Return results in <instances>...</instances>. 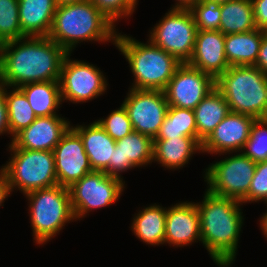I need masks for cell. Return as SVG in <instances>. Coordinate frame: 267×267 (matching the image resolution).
I'll return each mask as SVG.
<instances>
[{"label":"cell","mask_w":267,"mask_h":267,"mask_svg":"<svg viewBox=\"0 0 267 267\" xmlns=\"http://www.w3.org/2000/svg\"><path fill=\"white\" fill-rule=\"evenodd\" d=\"M136 6H137V4H138V2H139V0H131Z\"/></svg>","instance_id":"obj_44"},{"label":"cell","mask_w":267,"mask_h":267,"mask_svg":"<svg viewBox=\"0 0 267 267\" xmlns=\"http://www.w3.org/2000/svg\"><path fill=\"white\" fill-rule=\"evenodd\" d=\"M267 197V161L257 163L248 194L241 201L244 205L264 201Z\"/></svg>","instance_id":"obj_35"},{"label":"cell","mask_w":267,"mask_h":267,"mask_svg":"<svg viewBox=\"0 0 267 267\" xmlns=\"http://www.w3.org/2000/svg\"><path fill=\"white\" fill-rule=\"evenodd\" d=\"M24 196L28 200L33 239L39 246L52 240L67 223L76 221L68 187L57 184Z\"/></svg>","instance_id":"obj_6"},{"label":"cell","mask_w":267,"mask_h":267,"mask_svg":"<svg viewBox=\"0 0 267 267\" xmlns=\"http://www.w3.org/2000/svg\"><path fill=\"white\" fill-rule=\"evenodd\" d=\"M180 137L197 138L194 110L169 106L159 133L153 140Z\"/></svg>","instance_id":"obj_28"},{"label":"cell","mask_w":267,"mask_h":267,"mask_svg":"<svg viewBox=\"0 0 267 267\" xmlns=\"http://www.w3.org/2000/svg\"><path fill=\"white\" fill-rule=\"evenodd\" d=\"M224 154L228 156L209 164L204 171L207 190L241 202L248 194L257 163L241 152Z\"/></svg>","instance_id":"obj_8"},{"label":"cell","mask_w":267,"mask_h":267,"mask_svg":"<svg viewBox=\"0 0 267 267\" xmlns=\"http://www.w3.org/2000/svg\"><path fill=\"white\" fill-rule=\"evenodd\" d=\"M214 88L212 76L182 63L163 92L169 106L194 110Z\"/></svg>","instance_id":"obj_13"},{"label":"cell","mask_w":267,"mask_h":267,"mask_svg":"<svg viewBox=\"0 0 267 267\" xmlns=\"http://www.w3.org/2000/svg\"><path fill=\"white\" fill-rule=\"evenodd\" d=\"M19 20L25 36L47 37L56 10L55 0H18Z\"/></svg>","instance_id":"obj_22"},{"label":"cell","mask_w":267,"mask_h":267,"mask_svg":"<svg viewBox=\"0 0 267 267\" xmlns=\"http://www.w3.org/2000/svg\"><path fill=\"white\" fill-rule=\"evenodd\" d=\"M96 121L115 141L124 138L133 131L128 113L122 104L116 110L111 111L106 118H100Z\"/></svg>","instance_id":"obj_33"},{"label":"cell","mask_w":267,"mask_h":267,"mask_svg":"<svg viewBox=\"0 0 267 267\" xmlns=\"http://www.w3.org/2000/svg\"><path fill=\"white\" fill-rule=\"evenodd\" d=\"M199 1L200 0H175L176 3L171 5V9H191Z\"/></svg>","instance_id":"obj_40"},{"label":"cell","mask_w":267,"mask_h":267,"mask_svg":"<svg viewBox=\"0 0 267 267\" xmlns=\"http://www.w3.org/2000/svg\"><path fill=\"white\" fill-rule=\"evenodd\" d=\"M70 123L61 115L37 117L30 126L18 132L9 144L28 150L53 151L72 125Z\"/></svg>","instance_id":"obj_17"},{"label":"cell","mask_w":267,"mask_h":267,"mask_svg":"<svg viewBox=\"0 0 267 267\" xmlns=\"http://www.w3.org/2000/svg\"><path fill=\"white\" fill-rule=\"evenodd\" d=\"M230 112L255 119L267 116V75L255 66H230L215 80Z\"/></svg>","instance_id":"obj_5"},{"label":"cell","mask_w":267,"mask_h":267,"mask_svg":"<svg viewBox=\"0 0 267 267\" xmlns=\"http://www.w3.org/2000/svg\"><path fill=\"white\" fill-rule=\"evenodd\" d=\"M53 153L57 182L60 186L70 187L93 171L82 139L71 126L61 137Z\"/></svg>","instance_id":"obj_14"},{"label":"cell","mask_w":267,"mask_h":267,"mask_svg":"<svg viewBox=\"0 0 267 267\" xmlns=\"http://www.w3.org/2000/svg\"><path fill=\"white\" fill-rule=\"evenodd\" d=\"M153 161V139L147 135L132 131L116 141L110 160V176L123 181L121 173L139 167L151 165Z\"/></svg>","instance_id":"obj_18"},{"label":"cell","mask_w":267,"mask_h":267,"mask_svg":"<svg viewBox=\"0 0 267 267\" xmlns=\"http://www.w3.org/2000/svg\"><path fill=\"white\" fill-rule=\"evenodd\" d=\"M24 37L20 27L18 0H0V44Z\"/></svg>","instance_id":"obj_30"},{"label":"cell","mask_w":267,"mask_h":267,"mask_svg":"<svg viewBox=\"0 0 267 267\" xmlns=\"http://www.w3.org/2000/svg\"><path fill=\"white\" fill-rule=\"evenodd\" d=\"M9 160L1 167L8 178L11 191L23 195L58 184L53 151H35L8 144Z\"/></svg>","instance_id":"obj_7"},{"label":"cell","mask_w":267,"mask_h":267,"mask_svg":"<svg viewBox=\"0 0 267 267\" xmlns=\"http://www.w3.org/2000/svg\"><path fill=\"white\" fill-rule=\"evenodd\" d=\"M259 222L262 233L264 234V237L267 239V212L263 213Z\"/></svg>","instance_id":"obj_41"},{"label":"cell","mask_w":267,"mask_h":267,"mask_svg":"<svg viewBox=\"0 0 267 267\" xmlns=\"http://www.w3.org/2000/svg\"><path fill=\"white\" fill-rule=\"evenodd\" d=\"M241 153L260 163L267 161V119H255L252 123L250 135Z\"/></svg>","instance_id":"obj_31"},{"label":"cell","mask_w":267,"mask_h":267,"mask_svg":"<svg viewBox=\"0 0 267 267\" xmlns=\"http://www.w3.org/2000/svg\"><path fill=\"white\" fill-rule=\"evenodd\" d=\"M265 35L266 31L260 29L225 35L224 49L229 65L254 66Z\"/></svg>","instance_id":"obj_24"},{"label":"cell","mask_w":267,"mask_h":267,"mask_svg":"<svg viewBox=\"0 0 267 267\" xmlns=\"http://www.w3.org/2000/svg\"><path fill=\"white\" fill-rule=\"evenodd\" d=\"M201 242L200 216L196 203L183 201L166 208L164 244L174 247Z\"/></svg>","instance_id":"obj_16"},{"label":"cell","mask_w":267,"mask_h":267,"mask_svg":"<svg viewBox=\"0 0 267 267\" xmlns=\"http://www.w3.org/2000/svg\"><path fill=\"white\" fill-rule=\"evenodd\" d=\"M68 53L64 58L61 75L60 91L62 103L73 104L89 102L107 91L108 82L98 67L84 60H73Z\"/></svg>","instance_id":"obj_11"},{"label":"cell","mask_w":267,"mask_h":267,"mask_svg":"<svg viewBox=\"0 0 267 267\" xmlns=\"http://www.w3.org/2000/svg\"><path fill=\"white\" fill-rule=\"evenodd\" d=\"M202 1H213V2H216V3H219V4H224L226 2H230V1H233V0H202Z\"/></svg>","instance_id":"obj_43"},{"label":"cell","mask_w":267,"mask_h":267,"mask_svg":"<svg viewBox=\"0 0 267 267\" xmlns=\"http://www.w3.org/2000/svg\"><path fill=\"white\" fill-rule=\"evenodd\" d=\"M80 136L93 171H104L110 175V160L116 141L95 120L87 125L71 126Z\"/></svg>","instance_id":"obj_20"},{"label":"cell","mask_w":267,"mask_h":267,"mask_svg":"<svg viewBox=\"0 0 267 267\" xmlns=\"http://www.w3.org/2000/svg\"><path fill=\"white\" fill-rule=\"evenodd\" d=\"M198 138L180 137L153 140V161L169 170L185 167L193 154L202 153ZM186 164V165H185Z\"/></svg>","instance_id":"obj_21"},{"label":"cell","mask_w":267,"mask_h":267,"mask_svg":"<svg viewBox=\"0 0 267 267\" xmlns=\"http://www.w3.org/2000/svg\"><path fill=\"white\" fill-rule=\"evenodd\" d=\"M257 29L267 31V0H252Z\"/></svg>","instance_id":"obj_36"},{"label":"cell","mask_w":267,"mask_h":267,"mask_svg":"<svg viewBox=\"0 0 267 267\" xmlns=\"http://www.w3.org/2000/svg\"><path fill=\"white\" fill-rule=\"evenodd\" d=\"M6 133L10 135L8 112L4 96V85L0 83V136Z\"/></svg>","instance_id":"obj_37"},{"label":"cell","mask_w":267,"mask_h":267,"mask_svg":"<svg viewBox=\"0 0 267 267\" xmlns=\"http://www.w3.org/2000/svg\"><path fill=\"white\" fill-rule=\"evenodd\" d=\"M4 96L7 104L10 137L12 136L11 143L13 137L24 128L30 126L37 116L31 108L27 97L19 88L12 87L11 89L4 86Z\"/></svg>","instance_id":"obj_29"},{"label":"cell","mask_w":267,"mask_h":267,"mask_svg":"<svg viewBox=\"0 0 267 267\" xmlns=\"http://www.w3.org/2000/svg\"><path fill=\"white\" fill-rule=\"evenodd\" d=\"M90 0L57 6L48 38L67 53L81 42H111L115 45L118 29ZM117 30V31H116Z\"/></svg>","instance_id":"obj_3"},{"label":"cell","mask_w":267,"mask_h":267,"mask_svg":"<svg viewBox=\"0 0 267 267\" xmlns=\"http://www.w3.org/2000/svg\"><path fill=\"white\" fill-rule=\"evenodd\" d=\"M267 75V35L261 41L256 63L254 65Z\"/></svg>","instance_id":"obj_38"},{"label":"cell","mask_w":267,"mask_h":267,"mask_svg":"<svg viewBox=\"0 0 267 267\" xmlns=\"http://www.w3.org/2000/svg\"><path fill=\"white\" fill-rule=\"evenodd\" d=\"M19 89L27 97L37 117L60 115L58 109L62 107V99L59 81L34 82Z\"/></svg>","instance_id":"obj_26"},{"label":"cell","mask_w":267,"mask_h":267,"mask_svg":"<svg viewBox=\"0 0 267 267\" xmlns=\"http://www.w3.org/2000/svg\"><path fill=\"white\" fill-rule=\"evenodd\" d=\"M12 194L11 187L8 183V178L4 169L0 168V207L4 206L3 203L10 197Z\"/></svg>","instance_id":"obj_39"},{"label":"cell","mask_w":267,"mask_h":267,"mask_svg":"<svg viewBox=\"0 0 267 267\" xmlns=\"http://www.w3.org/2000/svg\"><path fill=\"white\" fill-rule=\"evenodd\" d=\"M125 180L107 175L104 171H92L69 188L71 208L76 221L90 212L115 204L125 190Z\"/></svg>","instance_id":"obj_10"},{"label":"cell","mask_w":267,"mask_h":267,"mask_svg":"<svg viewBox=\"0 0 267 267\" xmlns=\"http://www.w3.org/2000/svg\"><path fill=\"white\" fill-rule=\"evenodd\" d=\"M190 10L197 29L219 30L221 21V7L219 3L200 0Z\"/></svg>","instance_id":"obj_32"},{"label":"cell","mask_w":267,"mask_h":267,"mask_svg":"<svg viewBox=\"0 0 267 267\" xmlns=\"http://www.w3.org/2000/svg\"><path fill=\"white\" fill-rule=\"evenodd\" d=\"M111 22L131 17L137 6L131 0H90Z\"/></svg>","instance_id":"obj_34"},{"label":"cell","mask_w":267,"mask_h":267,"mask_svg":"<svg viewBox=\"0 0 267 267\" xmlns=\"http://www.w3.org/2000/svg\"><path fill=\"white\" fill-rule=\"evenodd\" d=\"M197 26L190 9H169L149 31V40L180 63H188L194 50Z\"/></svg>","instance_id":"obj_9"},{"label":"cell","mask_w":267,"mask_h":267,"mask_svg":"<svg viewBox=\"0 0 267 267\" xmlns=\"http://www.w3.org/2000/svg\"><path fill=\"white\" fill-rule=\"evenodd\" d=\"M67 54L48 37L26 36L0 44V83L19 88L34 82L59 81Z\"/></svg>","instance_id":"obj_1"},{"label":"cell","mask_w":267,"mask_h":267,"mask_svg":"<svg viewBox=\"0 0 267 267\" xmlns=\"http://www.w3.org/2000/svg\"><path fill=\"white\" fill-rule=\"evenodd\" d=\"M197 138L202 143L230 113L224 96L215 87L194 109Z\"/></svg>","instance_id":"obj_25"},{"label":"cell","mask_w":267,"mask_h":267,"mask_svg":"<svg viewBox=\"0 0 267 267\" xmlns=\"http://www.w3.org/2000/svg\"><path fill=\"white\" fill-rule=\"evenodd\" d=\"M115 47L129 64L134 81L129 88L164 90L182 64L173 55L154 45L117 33Z\"/></svg>","instance_id":"obj_4"},{"label":"cell","mask_w":267,"mask_h":267,"mask_svg":"<svg viewBox=\"0 0 267 267\" xmlns=\"http://www.w3.org/2000/svg\"><path fill=\"white\" fill-rule=\"evenodd\" d=\"M225 34L219 30H197L193 54L188 65L215 80L229 67L225 55Z\"/></svg>","instance_id":"obj_19"},{"label":"cell","mask_w":267,"mask_h":267,"mask_svg":"<svg viewBox=\"0 0 267 267\" xmlns=\"http://www.w3.org/2000/svg\"><path fill=\"white\" fill-rule=\"evenodd\" d=\"M131 221L132 233L141 242L152 246L164 244L166 207L156 203L147 205L135 213Z\"/></svg>","instance_id":"obj_23"},{"label":"cell","mask_w":267,"mask_h":267,"mask_svg":"<svg viewBox=\"0 0 267 267\" xmlns=\"http://www.w3.org/2000/svg\"><path fill=\"white\" fill-rule=\"evenodd\" d=\"M220 28L223 34H235L257 29L252 0H233L220 4Z\"/></svg>","instance_id":"obj_27"},{"label":"cell","mask_w":267,"mask_h":267,"mask_svg":"<svg viewBox=\"0 0 267 267\" xmlns=\"http://www.w3.org/2000/svg\"><path fill=\"white\" fill-rule=\"evenodd\" d=\"M243 203L205 190L196 203L200 216L201 243L219 267H231L236 260L244 224Z\"/></svg>","instance_id":"obj_2"},{"label":"cell","mask_w":267,"mask_h":267,"mask_svg":"<svg viewBox=\"0 0 267 267\" xmlns=\"http://www.w3.org/2000/svg\"><path fill=\"white\" fill-rule=\"evenodd\" d=\"M254 121L252 116L230 112L202 142V153L221 156L241 152Z\"/></svg>","instance_id":"obj_15"},{"label":"cell","mask_w":267,"mask_h":267,"mask_svg":"<svg viewBox=\"0 0 267 267\" xmlns=\"http://www.w3.org/2000/svg\"><path fill=\"white\" fill-rule=\"evenodd\" d=\"M87 0H55L56 6L76 4Z\"/></svg>","instance_id":"obj_42"},{"label":"cell","mask_w":267,"mask_h":267,"mask_svg":"<svg viewBox=\"0 0 267 267\" xmlns=\"http://www.w3.org/2000/svg\"><path fill=\"white\" fill-rule=\"evenodd\" d=\"M128 89L126 98L121 104L128 113L133 131L155 139L169 107L164 92Z\"/></svg>","instance_id":"obj_12"}]
</instances>
